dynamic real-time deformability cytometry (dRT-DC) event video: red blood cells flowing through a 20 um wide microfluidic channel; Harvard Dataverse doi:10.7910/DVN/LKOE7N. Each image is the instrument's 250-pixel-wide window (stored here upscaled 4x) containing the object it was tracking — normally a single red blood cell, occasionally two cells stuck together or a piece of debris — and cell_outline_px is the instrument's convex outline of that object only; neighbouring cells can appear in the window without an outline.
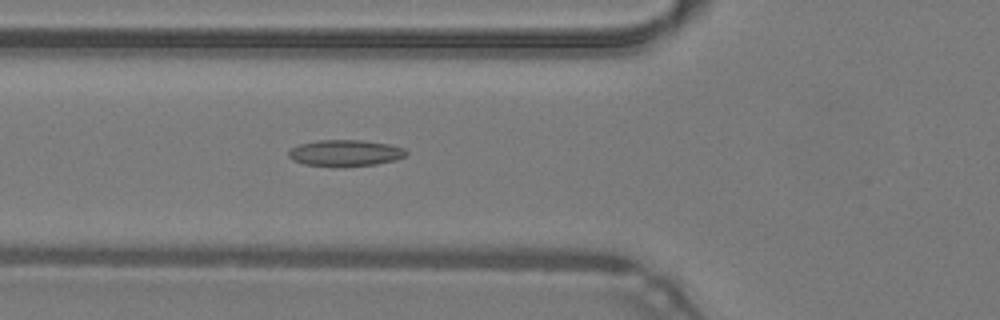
{"species": "common noctule bat (a hibernating species)", "species_latin": "Nyctalus noctula", "temperature_condition": "warm", "stored_images_in_passage": 38, "camera_frame_rate_fps": 3000, "um_per_image_px": 0.085, "animal": {"sex": "male", "body_mass_g": 19.2, "forearm_length_mm": 51.8}, "frame": {"image": 1, "passage_image": 8, "time_ms": 2.333, "image_size_px": [1000, 320], "cell_outline_px": [[408, 152], [404, 156], [396, 160], [376, 164], [340, 168], [304, 164], [292, 160], [288, 156], [288, 152], [292, 148], [300, 144], [320, 140], [360, 140], [388, 144], [404, 148]], "centroid_in_image_um": [29.34, 13.03], "position_along_channel_um": 96.5, "area_um2": 18.26}}
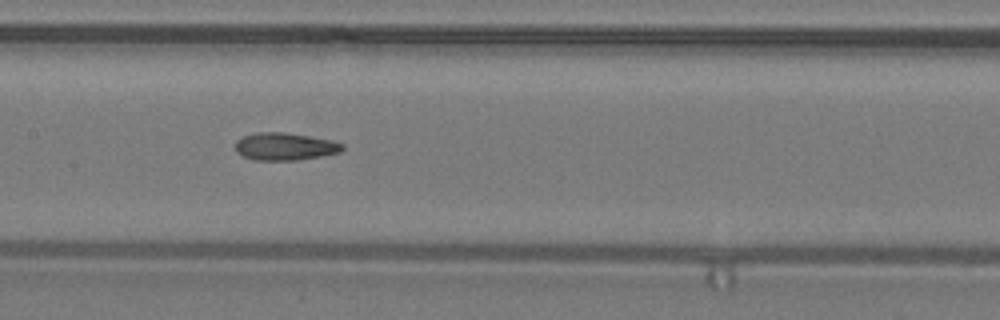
{"frame": {"image": 2, "passage_image": 14, "time_ms": 4.333, "image_size_px": [1000, 320], "cell_outline_px": [[344, 148], [340, 152], [320, 156], [296, 160], [256, 160], [244, 156], [236, 152], [236, 140], [244, 136], [256, 132], [284, 132], [308, 136], [328, 140], [344, 144]], "centroid_in_image_um": [24.19, 12.45], "position_along_channel_um": 183.2, "area_um2": 16.94}}
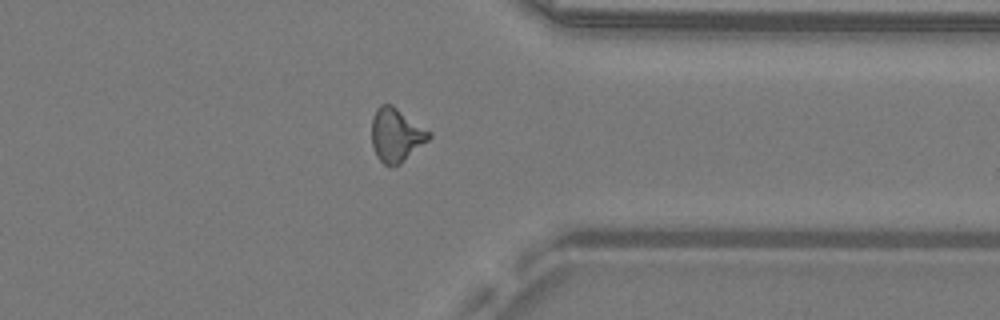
{"frame": {"image": 3, "passage_image": 28, "time_ms": 9.0, "image_size_px": [1000, 320], "cell_outline_px": [[432, 136], [428, 140], [400, 164], [392, 168], [384, 164], [376, 156], [372, 144], [372, 116], [376, 108], [380, 104], [392, 104], [432, 132]], "centroid_in_image_um": [33.67, 11.47], "position_along_channel_um": 377.7, "area_um2": 18.09}, "authors_computed_cell_mechanics": {"area_um2": 17.051, "velocity_mm_per_s": 4.3015, "shape_relaxation_time_tau1_ms": null, "shape_relaxation_time_tau2_ms": 3.2731, "deformation_change_tau1": null, "deformation_change_tau2": 0.1242}}